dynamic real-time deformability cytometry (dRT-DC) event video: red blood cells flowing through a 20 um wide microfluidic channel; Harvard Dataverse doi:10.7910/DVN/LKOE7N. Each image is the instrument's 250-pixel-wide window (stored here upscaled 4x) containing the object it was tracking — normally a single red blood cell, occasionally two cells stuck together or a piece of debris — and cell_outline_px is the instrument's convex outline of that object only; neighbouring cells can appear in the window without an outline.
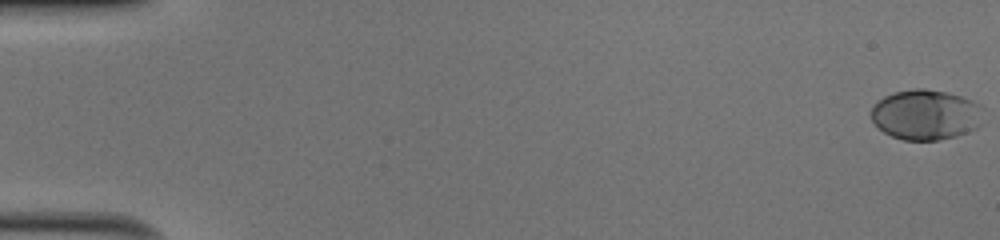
{"species": "human", "species_latin": "Homo sapiens", "temperature_condition": "cold", "stored_images_in_passage": 52, "camera_frame_rate_fps": 3000, "um_per_image_px": 0.085, "donor": {"sex": "male"}, "frame": {"image": 1, "passage_image": 1, "time_ms": 0.0, "image_size_px": [1000, 240], "cell_outline_px": [[984, 108], [980, 124], [976, 128], [968, 132], [956, 136], [940, 140], [904, 140], [892, 136], [884, 132], [872, 120], [872, 108], [876, 100], [884, 96], [896, 92], [912, 88], [924, 88], [948, 92], [972, 100], [980, 104]], "centroid_in_image_um": [78.71, 9.74], "position_along_channel_um": 6.3, "area_um2": 33.06}}
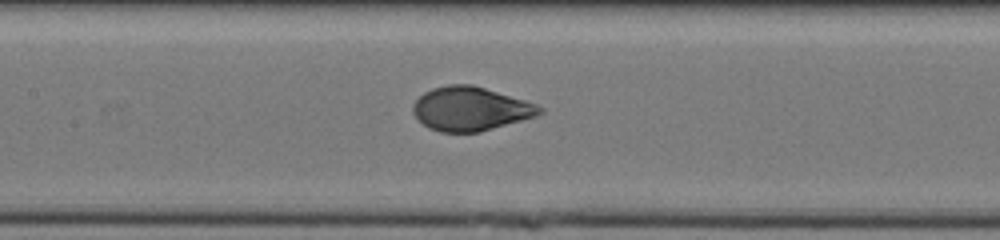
{"frame": {"image": 2, "passage_image": 26, "time_ms": 8.333, "image_size_px": [1000, 240], "cell_outline_px": [[544, 112], [536, 116], [480, 132], [440, 132], [428, 128], [412, 112], [412, 104], [424, 92], [432, 88], [448, 84], [472, 84], [524, 100], [536, 104], [544, 108]], "centroid_in_image_um": [39.98, 9.25], "position_along_channel_um": 167.4, "area_um2": 32.31}}
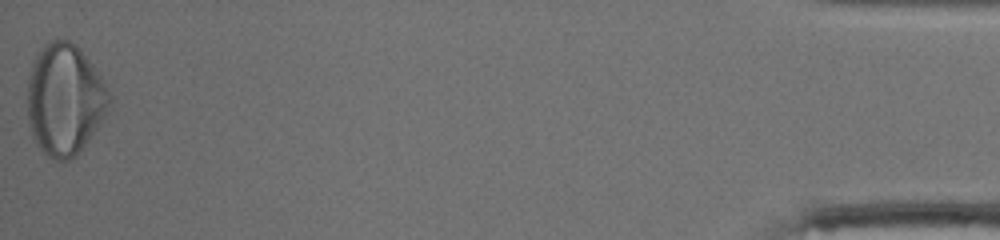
{"frame": {"image": 3, "passage_image": 52, "time_ms": 17.0, "image_size_px": [1000, 240], "cell_outline_px": [[112, 100], [104, 116], [96, 128], [76, 156], [68, 160], [56, 160], [48, 156], [40, 148], [32, 136], [28, 120], [28, 80], [32, 64], [36, 56], [44, 44], [52, 40], [68, 40], [76, 44], [92, 64], [100, 76], [112, 96]], "centroid_in_image_um": [5.5, 8.45], "position_along_channel_um": 429.7, "area_um2": 52.71}, "authors_computed_cell_mechanics": {"area_um2": 33.1483, "velocity_mm_per_s": 4.0666, "shape_relaxation_time_tau1_ms": 3.7297, "shape_relaxation_time_tau2_ms": null, "deformation_change_tau1": 0.1918, "deformation_change_tau2": null}}